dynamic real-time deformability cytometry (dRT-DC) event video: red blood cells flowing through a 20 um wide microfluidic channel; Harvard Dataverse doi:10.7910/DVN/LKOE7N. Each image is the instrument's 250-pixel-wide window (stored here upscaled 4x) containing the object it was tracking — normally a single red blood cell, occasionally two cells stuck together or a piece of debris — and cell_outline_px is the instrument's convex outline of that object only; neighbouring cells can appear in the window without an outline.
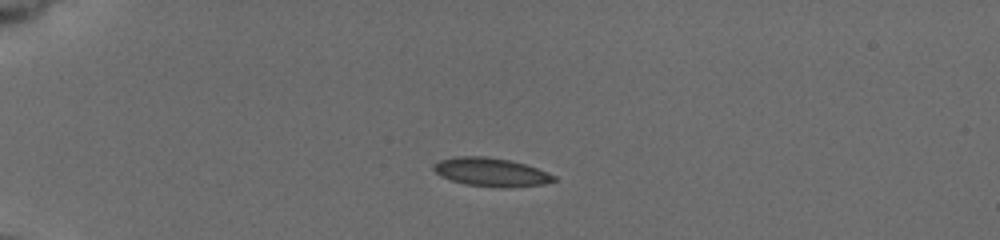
{"species": "common noctule bat (a hibernating species)", "species_latin": "Nyctalus noctula", "temperature_condition": "cold", "stored_images_in_passage": 7, "camera_frame_rate_fps": 3000, "um_per_image_px": 0.085, "animal": {"sex": "female", "body_mass_g": 19.5, "forearm_length_mm": 54.1}, "frame": {"image": 1, "passage_image": 1, "time_ms": 0.0, "image_size_px": [1000, 240], "cell_outline_px": [[556, 180], [544, 184], [504, 188], [464, 184], [440, 176], [432, 168], [440, 160], [456, 156], [484, 156], [508, 160], [524, 164], [536, 168], [556, 176]], "centroid_in_image_um": [41.73, 14.63], "position_along_channel_um": 43.3, "area_um2": 19.77}}
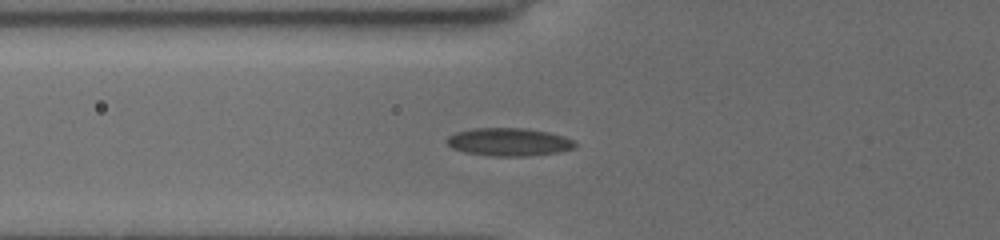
{"frame": {"image": 2, "passage_image": 6, "time_ms": 2.333, "image_size_px": [1000, 240], "cell_outline_px": [[576, 144], [572, 148], [560, 152], [528, 156], [492, 156], [464, 152], [452, 148], [444, 140], [448, 136], [456, 132], [476, 128], [528, 128], [548, 132], [564, 136], [572, 140]], "centroid_in_image_um": [43.23, 12.07], "position_along_channel_um": 82.6, "area_um2": 20.92}}